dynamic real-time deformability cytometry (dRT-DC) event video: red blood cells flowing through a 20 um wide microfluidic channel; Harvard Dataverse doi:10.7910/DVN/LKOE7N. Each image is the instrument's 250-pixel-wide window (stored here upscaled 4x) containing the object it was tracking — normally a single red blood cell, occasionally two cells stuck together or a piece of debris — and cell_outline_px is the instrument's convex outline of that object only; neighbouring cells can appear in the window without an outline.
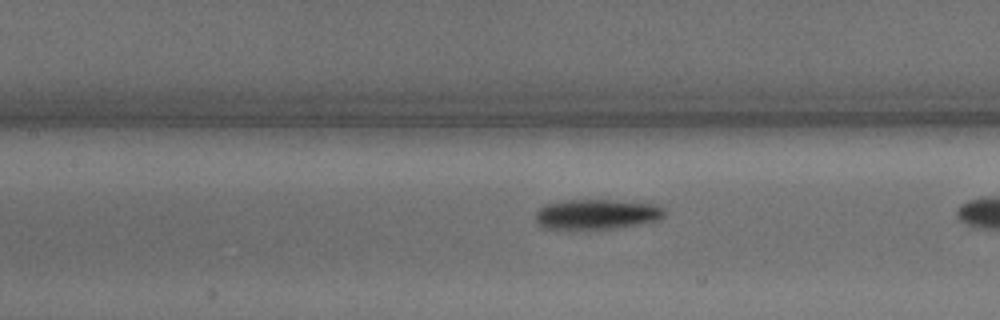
{"species": "common noctule bat (a hibernating species)", "species_latin": "Nyctalus noctula", "temperature_condition": "warm", "stored_images_in_passage": 23, "camera_frame_rate_fps": 3000, "um_per_image_px": 0.085, "animal": {"sex": "male", "body_mass_g": 15.6}, "frame": {"image": 1, "passage_image": 7, "time_ms": 2.0, "image_size_px": [1000, 320], "cell_outline_px": [[664, 216], [656, 220], [640, 224], [616, 228], [548, 228], [540, 224], [536, 220], [536, 212], [544, 204], [564, 200], [612, 200], [660, 204], [664, 208]], "centroid_in_image_um": [50.77, 18.18], "position_along_channel_um": 156.6, "area_um2": 22.37}}
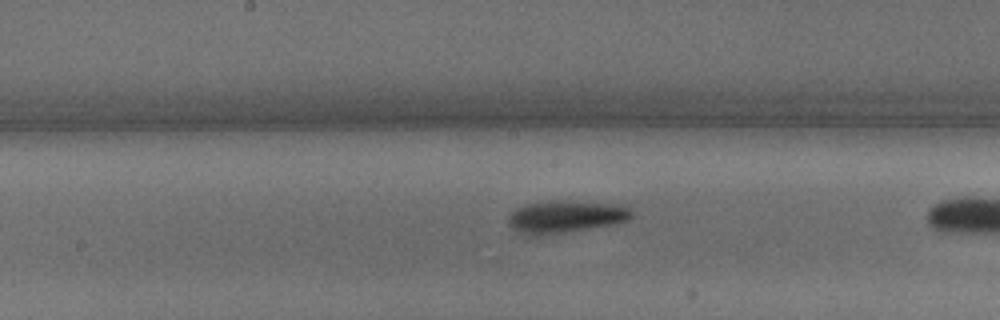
{"frame": {"image": 2, "passage_image": 10, "time_ms": 3.0, "image_size_px": [1000, 320], "cell_outline_px": [[632, 216], [628, 220], [612, 224], [568, 232], [540, 236], [520, 236], [508, 224], [508, 216], [516, 208], [524, 204], [548, 200], [572, 200], [620, 204], [628, 208], [632, 212]], "centroid_in_image_um": [48.0, 18.42], "position_along_channel_um": 200.2, "area_um2": 23.93}}